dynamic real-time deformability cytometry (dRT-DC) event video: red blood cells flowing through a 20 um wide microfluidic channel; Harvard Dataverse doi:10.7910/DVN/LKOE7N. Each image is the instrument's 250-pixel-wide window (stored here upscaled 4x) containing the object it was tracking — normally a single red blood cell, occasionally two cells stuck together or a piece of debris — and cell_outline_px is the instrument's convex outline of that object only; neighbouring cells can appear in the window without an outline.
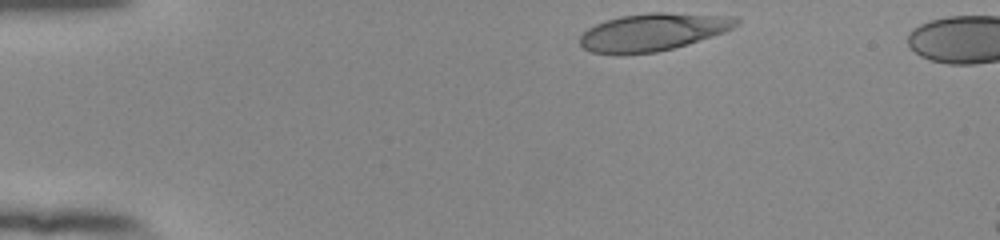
{"species": "human", "species_latin": "Homo sapiens", "temperature_condition": "room temperature", "stored_images_in_passage": 37, "camera_frame_rate_fps": 3000, "um_per_image_px": 0.085, "donor": {"sex": "female"}, "frame": {"image": 1, "passage_image": 1, "time_ms": 0.0, "image_size_px": [1000, 240], "cell_outline_px": [[740, 24], [724, 32], [688, 44], [656, 52], [624, 56], [592, 52], [584, 48], [580, 44], [580, 36], [588, 28], [604, 20], [620, 16], [648, 12], [664, 12], [740, 16]], "centroid_in_image_um": [55.51, 2.72], "position_along_channel_um": 29.5, "area_um2": 34.8}}
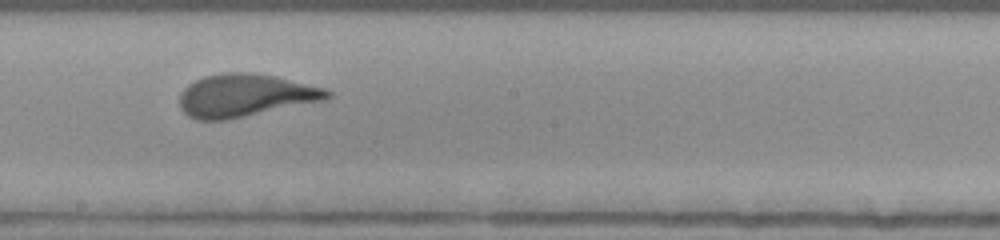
{"frame": {"image": 2, "passage_image": 22, "time_ms": 7.0, "image_size_px": [1000, 240], "cell_outline_px": [[332, 96], [328, 100], [224, 120], [196, 120], [188, 116], [180, 108], [180, 92], [188, 84], [204, 76], [228, 72], [248, 72], [276, 76], [324, 88], [332, 92]], "centroid_in_image_um": [20.85, 8.11], "position_along_channel_um": 227.4, "area_um2": 36.88}}
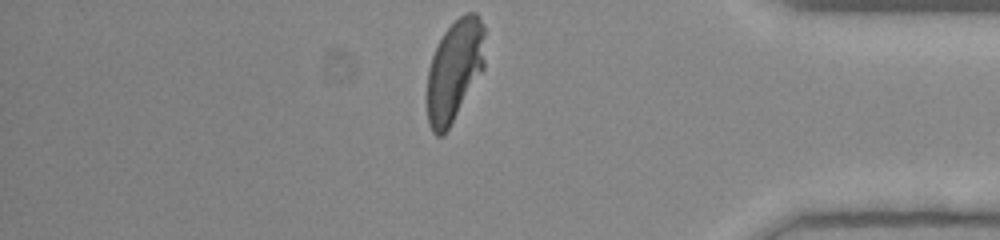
{"frame": {"image": 3, "passage_image": 37, "time_ms": 12.0, "image_size_px": [1000, 240], "cell_outline_px": [[484, 68], [448, 128], [440, 136], [436, 136], [432, 132], [428, 124], [428, 68], [432, 56], [444, 32], [460, 16], [468, 12], [476, 12], [480, 16], [484, 24]], "centroid_in_image_um": [38.64, 5.94], "position_along_channel_um": 396.6, "area_um2": 33.76}, "authors_computed_cell_mechanics": {"area_um2": 35.9516, "velocity_mm_per_s": 3.8612, "shape_relaxation_time_tau1_ms": 3.2876, "shape_relaxation_time_tau2_ms": null, "deformation_change_tau1": 0.1994, "deformation_change_tau2": null}}